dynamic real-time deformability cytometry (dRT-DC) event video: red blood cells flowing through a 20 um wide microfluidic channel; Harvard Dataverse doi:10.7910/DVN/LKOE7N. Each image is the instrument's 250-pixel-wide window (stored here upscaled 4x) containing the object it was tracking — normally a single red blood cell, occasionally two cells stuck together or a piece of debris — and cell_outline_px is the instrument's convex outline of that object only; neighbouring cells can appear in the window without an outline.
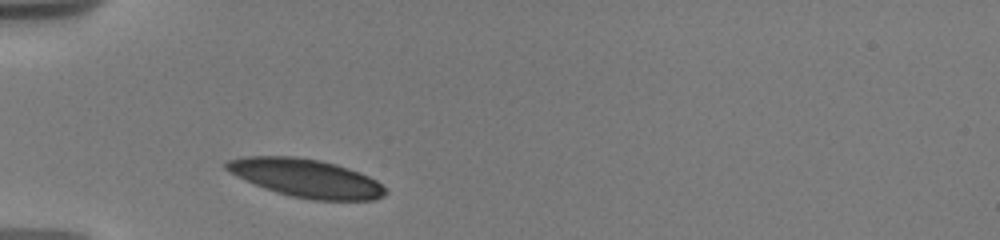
{"species": "human", "species_latin": "Homo sapiens", "temperature_condition": "warm", "stored_images_in_passage": 26, "camera_frame_rate_fps": 3000, "um_per_image_px": 0.085, "donor": {"sex": "male"}, "frame": {"image": 1, "passage_image": 2, "time_ms": 0.667, "image_size_px": [1000, 240], "cell_outline_px": [[388, 192], [384, 196], [372, 200], [312, 200], [292, 196], [276, 192], [264, 188], [236, 176], [224, 168], [224, 164], [228, 160], [240, 156], [292, 156], [320, 160], [336, 164], [360, 172], [376, 180]], "centroid_in_image_um": [25.99, 15.13], "position_along_channel_um": 59.0, "area_um2": 35.43}}
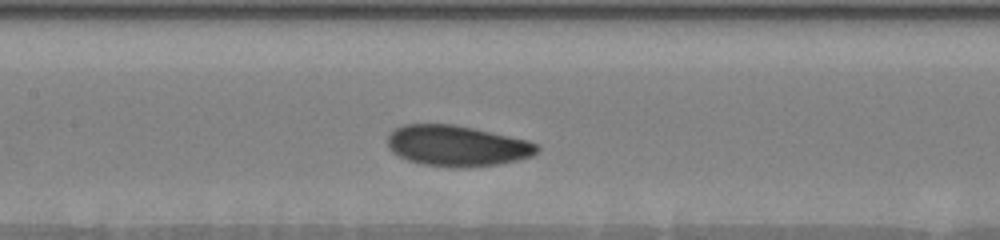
{"frame": {"image": 2, "passage_image": 10, "time_ms": 4.0, "image_size_px": [1000, 240], "cell_outline_px": [[540, 148], [532, 156], [500, 164], [464, 168], [452, 168], [420, 164], [408, 160], [392, 152], [388, 148], [388, 136], [396, 128], [404, 124], [456, 124], [528, 140], [536, 144]], "centroid_in_image_um": [38.84, 12.4], "position_along_channel_um": 168.6, "area_um2": 35.72}}
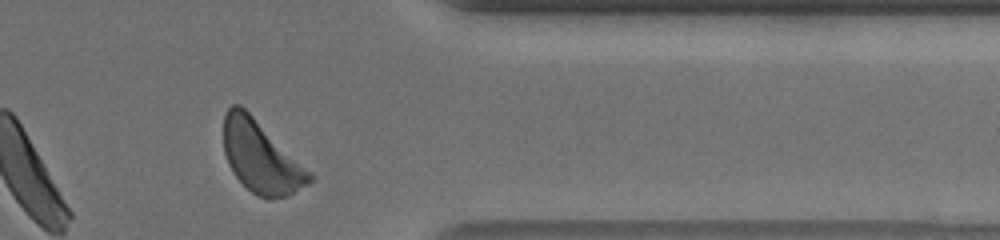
{"frame": {"image": 3, "passage_image": 25, "time_ms": 10.333, "image_size_px": [1000, 240], "cell_outline_px": [[316, 176], [308, 184], [288, 196], [272, 200], [268, 200], [252, 192], [236, 176], [228, 164], [224, 152], [224, 116], [228, 108], [232, 104], [240, 104], [312, 172]], "centroid_in_image_um": [22.2, 13.37], "position_along_channel_um": 389.2, "area_um2": 35.72}, "authors_computed_cell_mechanics": {"area_um2": 35.2869, "velocity_mm_per_s": 3.605, "shape_relaxation_time_tau1_ms": 2.3885, "shape_relaxation_time_tau2_ms": null, "deformation_change_tau1": 0.0945, "deformation_change_tau2": null}}